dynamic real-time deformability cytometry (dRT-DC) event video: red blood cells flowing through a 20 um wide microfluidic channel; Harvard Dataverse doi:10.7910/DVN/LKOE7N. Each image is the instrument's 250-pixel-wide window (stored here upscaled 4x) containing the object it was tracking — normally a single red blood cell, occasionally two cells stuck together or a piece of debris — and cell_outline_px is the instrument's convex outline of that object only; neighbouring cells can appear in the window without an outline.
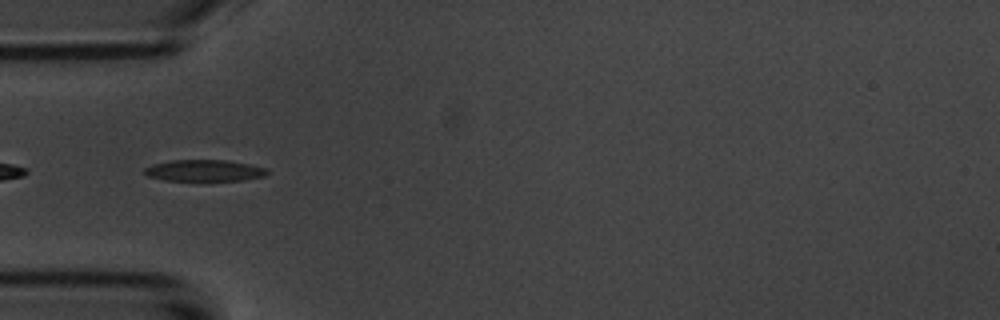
{"species": "common noctule bat (a hibernating species)", "species_latin": "Nyctalus noctula", "temperature_condition": "room temperature", "stored_images_in_passage": 11, "segment_of_instrument_passage": [2, 2], "camera_frame_rate_fps": 3000, "um_per_image_px": 0.085, "animal": {"sex": "male", "body_mass_g": 20.1, "forearm_length_mm": 53.5}, "frame": {"image": 1, "passage_image": 5, "time_ms": 5.333, "image_size_px": [1000, 320], "cell_outline_px": [[268, 172], [264, 176], [244, 180], [164, 180], [148, 176], [144, 172], [144, 168], [152, 164], [168, 160], [228, 160], [268, 168]], "centroid_in_image_um": [17.36, 14.48], "position_along_channel_um": 67.6, "area_um2": 15.32}}
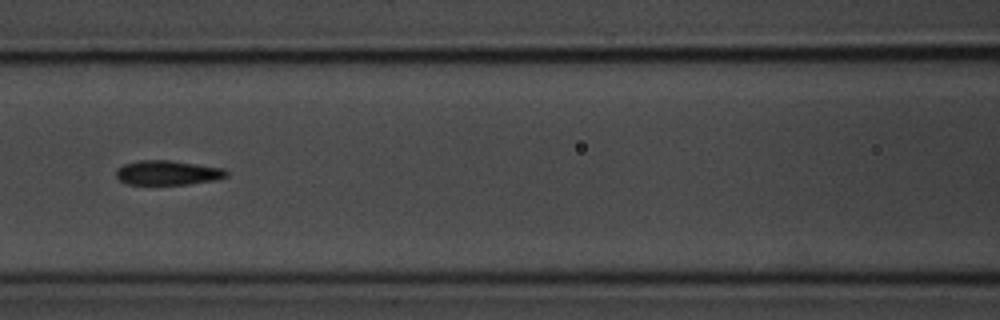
{"frame": {"image": 2, "passage_image": 7, "time_ms": 7.667, "image_size_px": [1000, 320], "cell_outline_px": [[228, 176], [216, 180], [188, 184], [124, 184], [116, 176], [116, 168], [124, 164], [140, 160], [168, 160], [224, 168], [228, 172]], "centroid_in_image_um": [14.25, 14.68], "position_along_channel_um": 152.4, "area_um2": 15.78}}
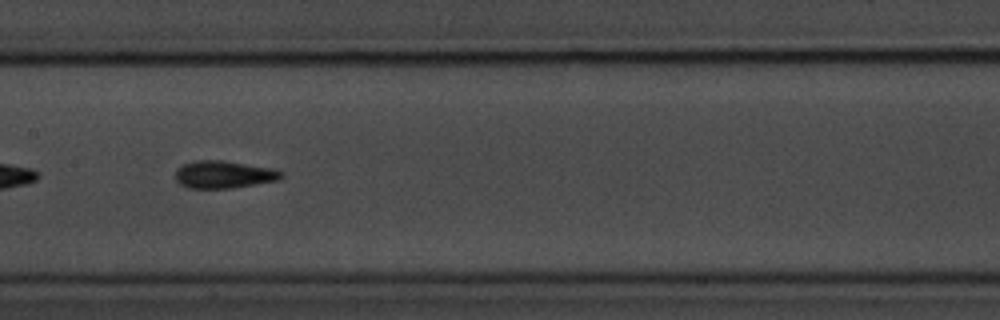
{"frame": {"image": 3, "passage_image": 8, "time_ms": 8.667, "image_size_px": [1000, 320], "cell_outline_px": [[284, 176], [280, 180], [232, 188], [188, 188], [180, 184], [176, 180], [176, 172], [184, 164], [196, 160], [220, 160], [272, 168], [284, 172]], "centroid_in_image_um": [19.07, 14.84], "position_along_channel_um": 188.3, "area_um2": 16.88}}